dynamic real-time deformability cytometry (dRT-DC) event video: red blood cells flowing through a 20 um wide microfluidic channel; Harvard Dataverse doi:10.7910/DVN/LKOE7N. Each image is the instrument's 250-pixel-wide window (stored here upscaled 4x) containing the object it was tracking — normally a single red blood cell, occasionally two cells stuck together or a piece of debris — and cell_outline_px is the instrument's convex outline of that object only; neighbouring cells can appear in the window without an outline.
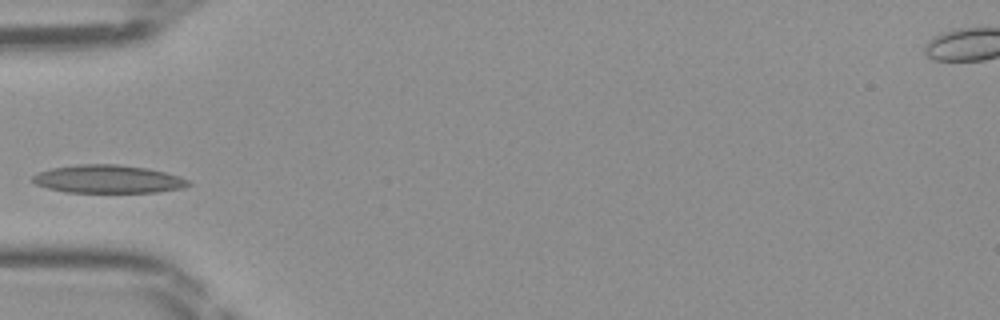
{"species": "Egyptian fruit bat (a non-hibernating species)", "species_latin": "Rousettus aegyptiacus", "temperature_condition": "room temperature", "stored_images_in_passage": 33, "camera_frame_rate_fps": 3000, "um_per_image_px": 0.085, "frame": {"image": 1, "passage_image": 1, "time_ms": 0.0, "image_size_px": [1000, 320], "cell_outline_px": [[192, 184], [184, 188], [156, 192], [64, 192], [48, 188], [36, 184], [32, 180], [32, 176], [40, 172], [52, 168], [76, 164], [116, 164], [148, 168], [180, 176], [188, 180]], "centroid_in_image_um": [9.21, 15.22], "position_along_channel_um": 75.8, "area_um2": 25.49}}
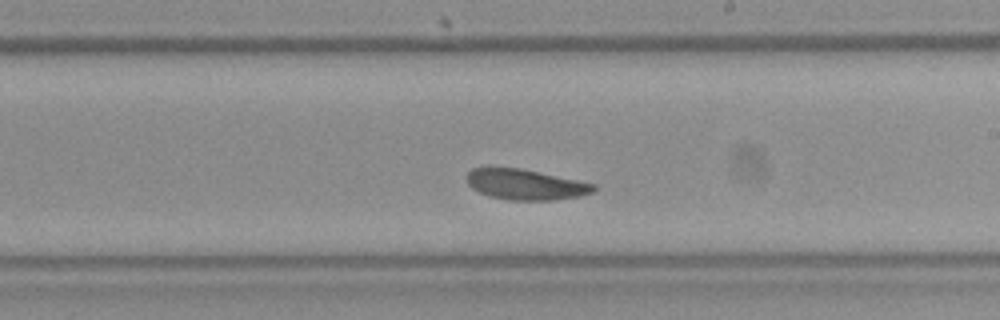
{"frame": {"image": 2, "passage_image": 13, "time_ms": 4.0, "image_size_px": [1000, 320], "cell_outline_px": [[596, 188], [592, 192], [580, 196], [552, 200], [508, 200], [488, 196], [472, 188], [468, 184], [468, 172], [472, 168], [520, 168], [596, 184]], "centroid_in_image_um": [44.68, 15.69], "position_along_channel_um": 244.3, "area_um2": 22.31}}
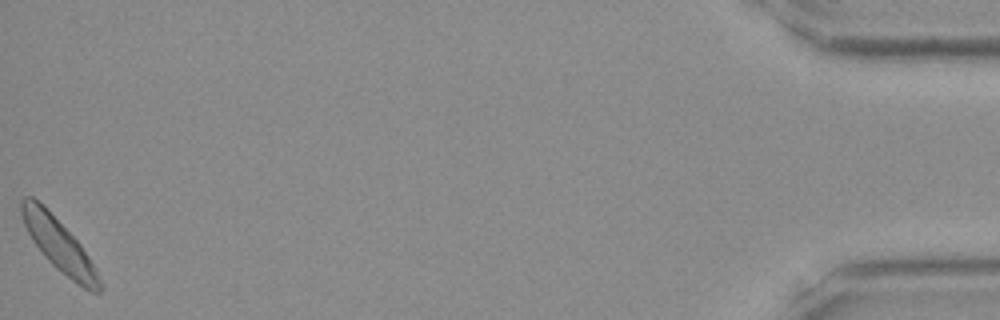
{"frame": {"image": 3, "passage_image": 33, "time_ms": 10.667, "image_size_px": [1000, 320], "cell_outline_px": [[104, 288], [100, 292], [92, 292], [84, 288], [72, 280], [56, 268], [44, 256], [32, 240], [24, 224], [20, 212], [20, 200], [24, 196], [32, 196], [80, 244], [96, 268], [104, 284]], "centroid_in_image_um": [5.04, 20.89], "position_along_channel_um": 430.2, "area_um2": 23.35}}